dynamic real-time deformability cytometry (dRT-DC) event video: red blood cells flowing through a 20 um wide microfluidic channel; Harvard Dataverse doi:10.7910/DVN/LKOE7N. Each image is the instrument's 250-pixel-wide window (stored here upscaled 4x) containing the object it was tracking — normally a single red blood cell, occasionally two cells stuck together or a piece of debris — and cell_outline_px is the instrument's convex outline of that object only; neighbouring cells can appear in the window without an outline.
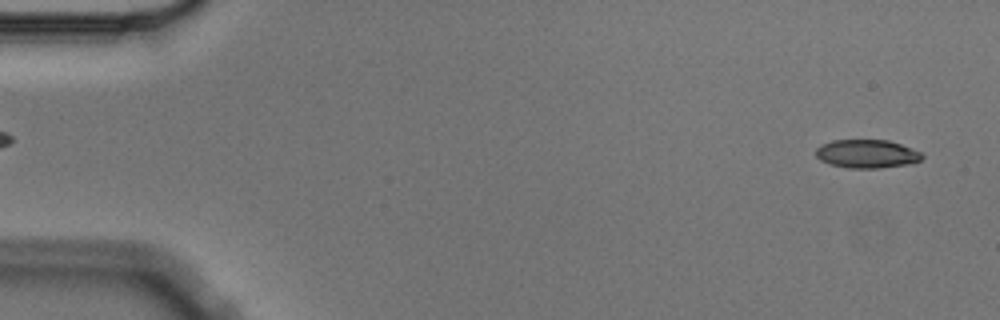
{"species": "Egyptian fruit bat (a non-hibernating species)", "species_latin": "Rousettus aegyptiacus", "temperature_condition": "cold", "stored_images_in_passage": 6, "segment_of_instrument_passage": [2, 2], "camera_frame_rate_fps": 3000, "um_per_image_px": 0.085, "animal": {"sex": "male"}, "frame": {"image": 1, "passage_image": 6, "time_ms": 1.667, "image_size_px": [1000, 320], "cell_outline_px": [[924, 156], [920, 160], [908, 164], [880, 168], [848, 168], [832, 164], [820, 160], [816, 156], [816, 148], [820, 144], [832, 140], [888, 140], [900, 144], [920, 152]], "centroid_in_image_um": [73.66, 13.07], "position_along_channel_um": 11.3, "area_um2": 17.51}}